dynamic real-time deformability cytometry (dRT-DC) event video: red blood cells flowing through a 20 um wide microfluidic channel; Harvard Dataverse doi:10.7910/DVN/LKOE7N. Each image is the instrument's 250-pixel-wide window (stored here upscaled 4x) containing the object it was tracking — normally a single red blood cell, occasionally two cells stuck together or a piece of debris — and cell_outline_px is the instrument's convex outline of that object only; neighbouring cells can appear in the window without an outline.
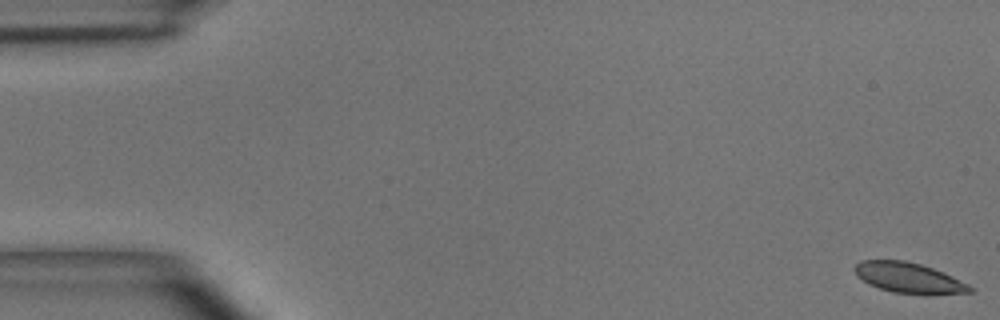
{"species": "common noctule bat (a hibernating species)", "species_latin": "Nyctalus noctula", "temperature_condition": "room temperature", "stored_images_in_passage": 9, "camera_frame_rate_fps": 3000, "um_per_image_px": 0.085, "animal": {"sex": "male", "body_mass_g": 15.6}, "frame": {"image": 1, "passage_image": 1, "time_ms": 0.0, "image_size_px": [1000, 320], "cell_outline_px": [[976, 288], [972, 292], [928, 296], [892, 292], [868, 284], [856, 276], [852, 268], [860, 260], [904, 260], [920, 264], [932, 268], [968, 284]], "centroid_in_image_um": [77.24, 23.64], "position_along_channel_um": 7.8, "area_um2": 20.81}}